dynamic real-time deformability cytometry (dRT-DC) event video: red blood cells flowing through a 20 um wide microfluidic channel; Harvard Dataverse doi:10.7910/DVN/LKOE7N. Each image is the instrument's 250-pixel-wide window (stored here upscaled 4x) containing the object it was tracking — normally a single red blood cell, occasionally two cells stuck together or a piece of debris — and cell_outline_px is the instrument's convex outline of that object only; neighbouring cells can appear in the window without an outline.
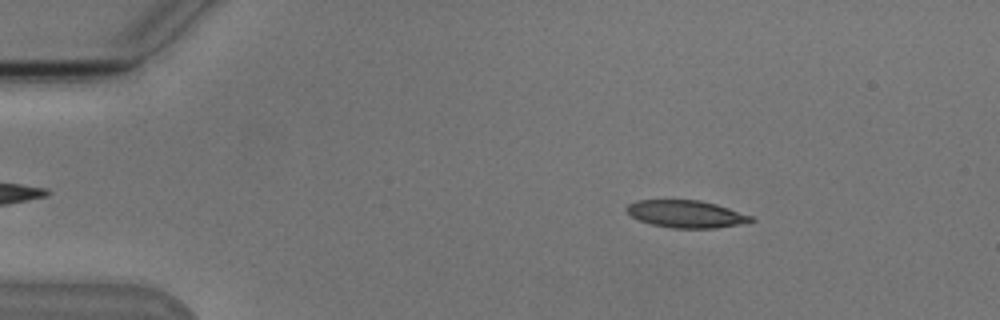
{"species": "Egyptian fruit bat (a non-hibernating species)", "species_latin": "Rousettus aegyptiacus", "temperature_condition": "cold", "stored_images_in_passage": 4, "camera_frame_rate_fps": 3000, "um_per_image_px": 0.085, "animal": {"sex": "male"}, "frame": {"image": 1, "passage_image": 2, "time_ms": 1.0, "image_size_px": [1000, 320], "cell_outline_px": [[756, 220], [716, 228], [672, 228], [652, 224], [640, 220], [632, 216], [624, 208], [628, 204], [636, 200], [700, 200], [716, 204], [752, 216]], "centroid_in_image_um": [58.29, 18.18], "position_along_channel_um": 26.7, "area_um2": 19.59}}